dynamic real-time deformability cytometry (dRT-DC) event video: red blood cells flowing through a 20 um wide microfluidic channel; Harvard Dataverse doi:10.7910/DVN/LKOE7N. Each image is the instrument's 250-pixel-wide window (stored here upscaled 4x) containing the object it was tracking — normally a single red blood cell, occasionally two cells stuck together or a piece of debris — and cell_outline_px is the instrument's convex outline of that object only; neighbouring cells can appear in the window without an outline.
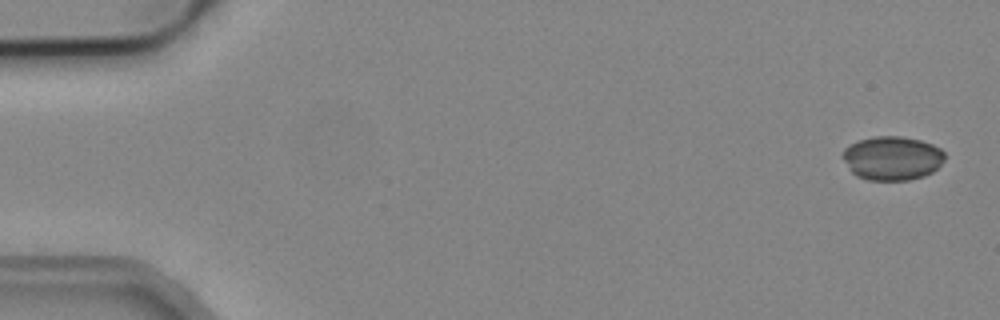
{"species": "common noctule bat (a hibernating species)", "species_latin": "Nyctalus noctula", "temperature_condition": "cold", "stored_images_in_passage": 6, "camera_frame_rate_fps": 3000, "um_per_image_px": 0.085, "animal": {"sex": "male", "body_mass_g": 19.2, "forearm_length_mm": 51.8}, "frame": {"image": 1, "passage_image": 1, "time_ms": 0.0, "image_size_px": [1000, 320], "cell_outline_px": [[944, 160], [932, 172], [924, 176], [908, 180], [868, 180], [856, 176], [852, 172], [844, 160], [844, 148], [860, 140], [872, 136], [900, 136], [920, 140], [932, 144], [940, 148], [944, 152]], "centroid_in_image_um": [75.85, 13.44], "position_along_channel_um": 9.1, "area_um2": 25.95}}